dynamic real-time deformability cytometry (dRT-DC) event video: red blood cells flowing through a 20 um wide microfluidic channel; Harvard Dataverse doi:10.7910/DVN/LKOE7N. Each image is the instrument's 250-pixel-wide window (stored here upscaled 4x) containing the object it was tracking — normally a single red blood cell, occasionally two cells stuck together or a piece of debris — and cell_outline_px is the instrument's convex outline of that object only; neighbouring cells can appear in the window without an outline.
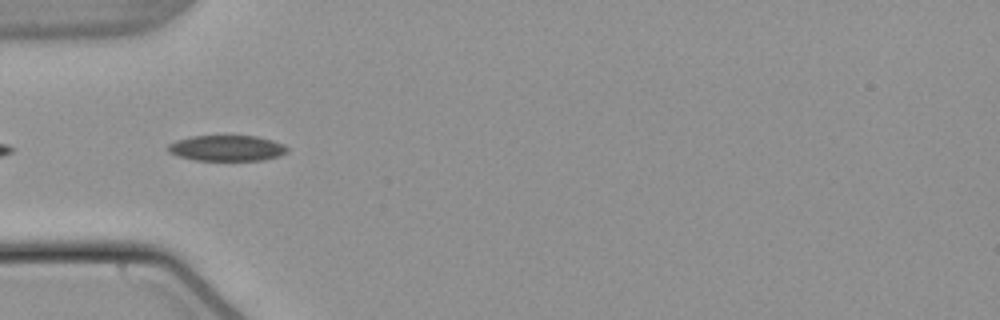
{"species": "common noctule bat (a hibernating species)", "species_latin": "Nyctalus noctula", "temperature_condition": "warm", "stored_images_in_passage": 6, "camera_frame_rate_fps": 3000, "um_per_image_px": 0.085, "animal": {"sex": "male", "body_mass_g": 21.5, "forearm_length_mm": 52.0}, "frame": {"image": 1, "passage_image": 2, "time_ms": 0.333, "image_size_px": [1000, 320], "cell_outline_px": [[288, 152], [280, 156], [264, 160], [196, 160], [180, 156], [168, 152], [168, 144], [176, 140], [192, 136], [256, 136], [272, 140], [284, 144], [288, 148]], "centroid_in_image_um": [19.31, 12.59], "position_along_channel_um": 65.7, "area_um2": 17.86}}